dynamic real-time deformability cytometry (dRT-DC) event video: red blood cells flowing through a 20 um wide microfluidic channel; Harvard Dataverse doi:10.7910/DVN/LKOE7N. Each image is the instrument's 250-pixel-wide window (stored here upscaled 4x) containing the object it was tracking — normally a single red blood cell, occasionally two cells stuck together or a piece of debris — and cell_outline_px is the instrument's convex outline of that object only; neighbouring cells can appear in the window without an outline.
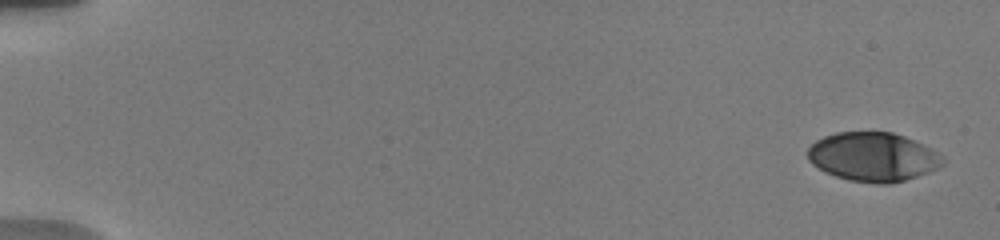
{"species": "human", "species_latin": "Homo sapiens", "temperature_condition": "warm", "stored_images_in_passage": 71, "camera_frame_rate_fps": 3000, "um_per_image_px": 0.085, "donor": {"sex": "male"}, "frame": {"image": 1, "passage_image": 1, "time_ms": 0.0, "image_size_px": [1000, 240], "cell_outline_px": [[944, 164], [928, 172], [892, 184], [876, 184], [848, 180], [824, 172], [812, 164], [808, 160], [808, 148], [816, 140], [824, 136], [836, 132], [892, 132], [904, 136], [932, 148], [944, 156]], "centroid_in_image_um": [74.21, 13.34], "position_along_channel_um": 10.8, "area_um2": 38.73}}
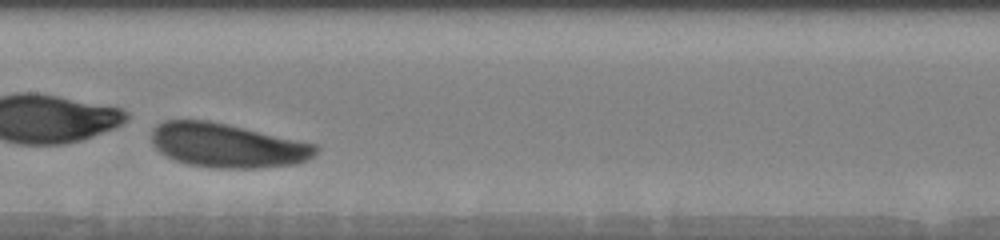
{"frame": {"image": 2, "passage_image": 37, "time_ms": 9.667, "image_size_px": [1000, 240], "cell_outline_px": [[320, 148], [308, 160], [296, 164], [260, 168], [212, 168], [188, 164], [176, 160], [160, 152], [152, 144], [152, 128], [156, 124], [164, 120], [208, 120], [228, 124], [316, 144]], "centroid_in_image_um": [19.31, 12.36], "position_along_channel_um": 188.1, "area_um2": 42.37}}
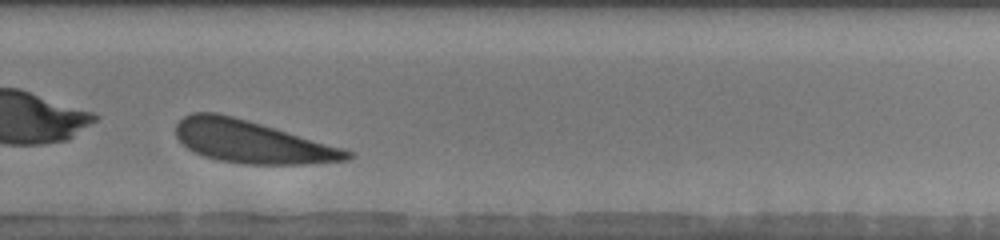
{"frame": {"image": 3, "passage_image": 53, "time_ms": 13.0, "image_size_px": [1000, 240], "cell_outline_px": [[356, 156], [348, 160], [304, 164], [244, 164], [216, 160], [204, 156], [188, 148], [176, 136], [176, 124], [184, 116], [192, 112], [216, 112], [248, 120], [344, 148], [356, 152]], "centroid_in_image_um": [21.44, 12.06], "position_along_channel_um": 308.4, "area_um2": 42.37}, "authors_computed_cell_mechanics": {"area_um2": 42.1362, "velocity_mm_per_s": 3.6168, "shape_relaxation_time_tau1_ms": null, "shape_relaxation_time_tau2_ms": 3.3349, "deformation_change_tau1": null, "deformation_change_tau2": 0.1576}}